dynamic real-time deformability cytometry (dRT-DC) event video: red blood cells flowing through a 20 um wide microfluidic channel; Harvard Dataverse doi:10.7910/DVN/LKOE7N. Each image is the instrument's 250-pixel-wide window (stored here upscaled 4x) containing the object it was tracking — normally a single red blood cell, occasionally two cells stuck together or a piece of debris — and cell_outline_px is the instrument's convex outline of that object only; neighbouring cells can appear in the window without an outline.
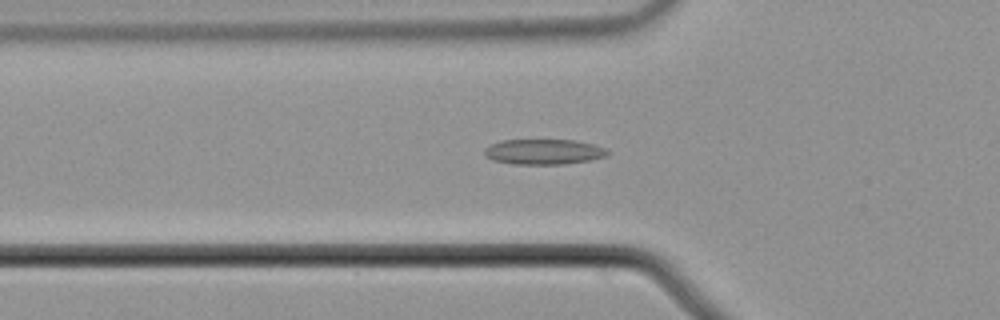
{"species": "common noctule bat (a hibernating species)", "species_latin": "Nyctalus noctula", "temperature_condition": "cold", "stored_images_in_passage": 50, "camera_frame_rate_fps": 3000, "um_per_image_px": 0.085, "animal": {"sex": "male", "body_mass_g": 21.5, "forearm_length_mm": 52.0}, "frame": {"image": 1, "passage_image": 14, "time_ms": 4.333, "image_size_px": [1000, 320], "cell_outline_px": [[612, 152], [604, 156], [592, 160], [564, 164], [512, 164], [492, 160], [484, 156], [484, 148], [500, 140], [572, 140], [592, 144], [608, 148]], "centroid_in_image_um": [46.22, 12.9], "position_along_channel_um": 79.6, "area_um2": 18.32}}
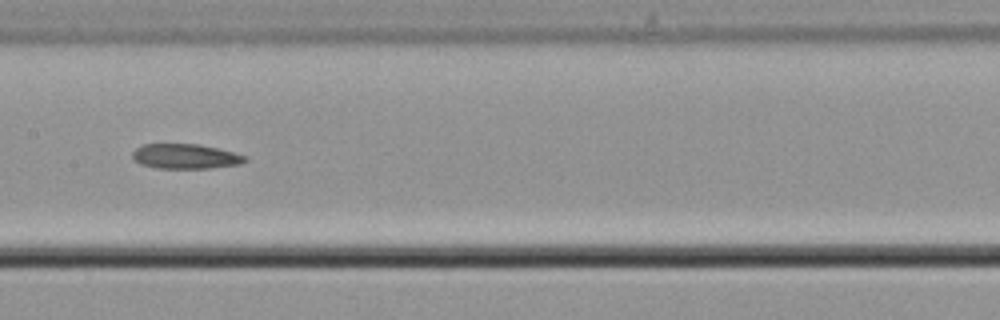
{"frame": {"image": 2, "passage_image": 23, "time_ms": 7.333, "image_size_px": [1000, 320], "cell_outline_px": [[248, 160], [240, 164], [208, 168], [156, 168], [140, 164], [132, 156], [132, 152], [136, 148], [144, 144], [200, 144], [248, 156]], "centroid_in_image_um": [15.77, 13.29], "position_along_channel_um": 191.6, "area_um2": 16.24}}
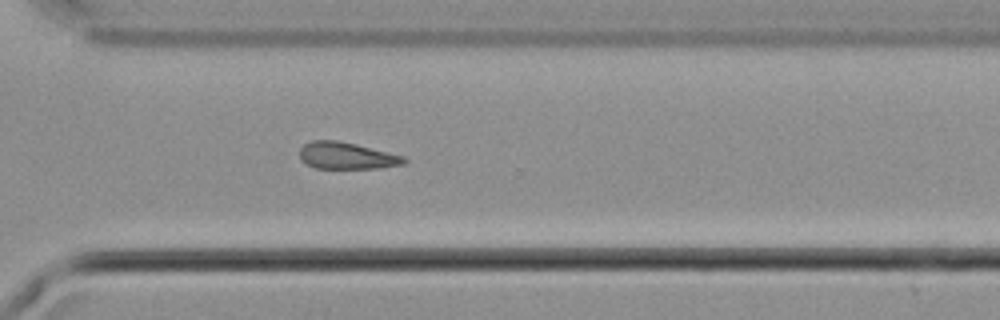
{"frame": {"image": 3, "passage_image": 35, "time_ms": 11.333, "image_size_px": [1000, 320], "cell_outline_px": [[408, 160], [404, 164], [384, 168], [316, 168], [300, 160], [300, 148], [304, 144], [312, 140], [336, 140], [356, 144], [404, 156]], "centroid_in_image_um": [29.48, 13.24], "position_along_channel_um": 341.1, "area_um2": 16.36}}